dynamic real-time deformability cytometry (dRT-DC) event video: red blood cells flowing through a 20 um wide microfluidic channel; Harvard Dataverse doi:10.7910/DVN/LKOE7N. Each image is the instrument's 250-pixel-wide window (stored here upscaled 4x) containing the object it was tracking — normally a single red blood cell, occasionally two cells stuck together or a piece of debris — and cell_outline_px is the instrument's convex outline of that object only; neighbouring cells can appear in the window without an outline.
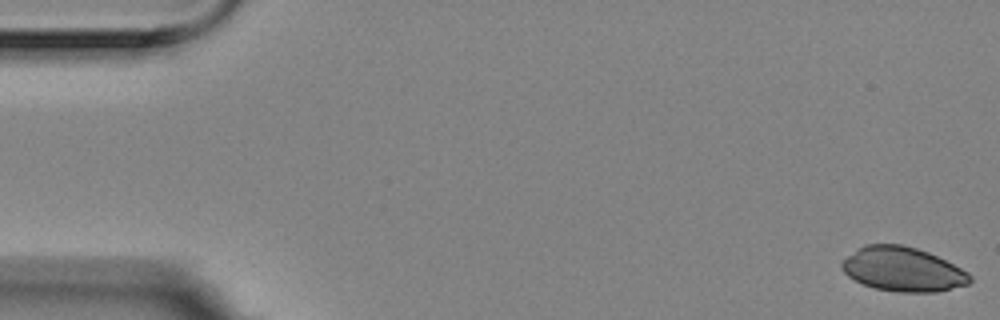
{"species": "Egyptian fruit bat (a non-hibernating species)", "species_latin": "Rousettus aegyptiacus", "temperature_condition": "room temperature", "stored_images_in_passage": 55, "camera_frame_rate_fps": 3000, "um_per_image_px": 0.085, "animal": {"sex": "female"}, "frame": {"image": 1, "passage_image": 1, "time_ms": 0.0, "image_size_px": [1000, 320], "cell_outline_px": [[972, 280], [968, 284], [936, 292], [896, 292], [872, 288], [848, 276], [840, 268], [840, 264], [848, 256], [864, 244], [900, 244], [916, 248], [928, 252], [968, 272], [972, 276]], "centroid_in_image_um": [76.73, 22.9], "position_along_channel_um": 8.3, "area_um2": 32.89}}
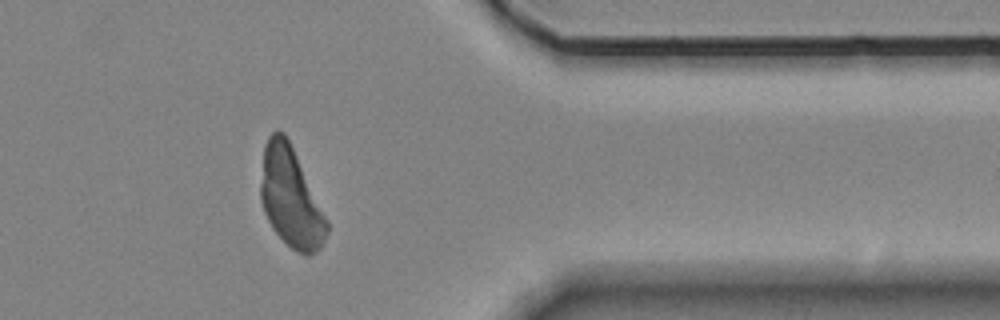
{"frame": {"image": 2, "passage_image": 46, "time_ms": 15.0, "image_size_px": [1000, 320], "cell_outline_px": [[328, 232], [320, 248], [316, 252], [308, 256], [296, 252], [272, 228], [264, 212], [260, 200], [260, 184], [264, 144], [268, 136], [272, 132], [284, 132], [292, 148], [328, 224]], "centroid_in_image_um": [24.67, 16.82], "position_along_channel_um": 386.7, "area_um2": 37.51}}
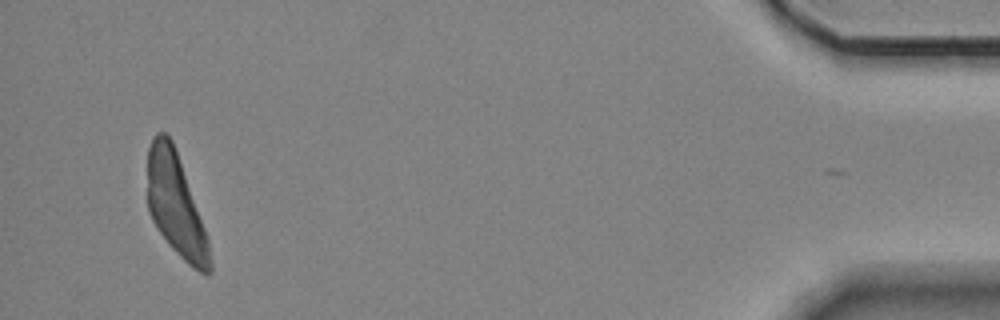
{"frame": {"image": 3, "passage_image": 54, "time_ms": 17.667, "image_size_px": [1000, 320], "cell_outline_px": [[212, 272], [208, 276], [192, 268], [168, 244], [152, 220], [148, 208], [148, 148], [152, 136], [156, 132], [164, 132], [172, 140], [204, 228], [208, 240], [212, 260]], "centroid_in_image_um": [14.93, 17.46], "position_along_channel_um": 420.3, "area_um2": 36.76}}